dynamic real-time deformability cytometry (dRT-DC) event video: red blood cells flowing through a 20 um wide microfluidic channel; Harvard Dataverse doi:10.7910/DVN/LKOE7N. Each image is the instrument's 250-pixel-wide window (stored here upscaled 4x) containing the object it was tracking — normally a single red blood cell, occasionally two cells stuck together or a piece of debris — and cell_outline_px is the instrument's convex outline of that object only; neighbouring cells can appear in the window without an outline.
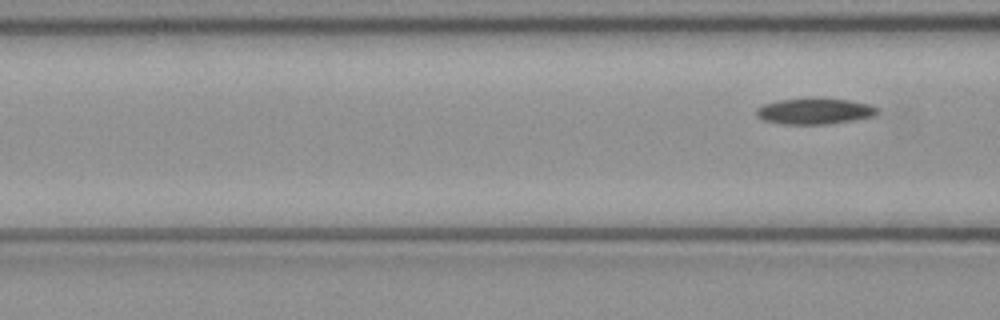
{"species": "common noctule bat (a hibernating species)", "species_latin": "Nyctalus noctula", "temperature_condition": "cold", "stored_images_in_passage": 7, "camera_frame_rate_fps": 3000, "um_per_image_px": 0.085, "animal": {"sex": "female", "body_mass_g": 21.9}, "frame": {"image": 1, "passage_image": 7, "time_ms": 2.0, "image_size_px": [1000, 320], "cell_outline_px": [[880, 112], [872, 116], [852, 120], [828, 124], [780, 124], [764, 120], [756, 116], [756, 108], [764, 104], [776, 100], [804, 96], [820, 96], [848, 100], [868, 104], [880, 108]], "centroid_in_image_um": [69.21, 9.41], "position_along_channel_um": 97.4, "area_um2": 19.07}}